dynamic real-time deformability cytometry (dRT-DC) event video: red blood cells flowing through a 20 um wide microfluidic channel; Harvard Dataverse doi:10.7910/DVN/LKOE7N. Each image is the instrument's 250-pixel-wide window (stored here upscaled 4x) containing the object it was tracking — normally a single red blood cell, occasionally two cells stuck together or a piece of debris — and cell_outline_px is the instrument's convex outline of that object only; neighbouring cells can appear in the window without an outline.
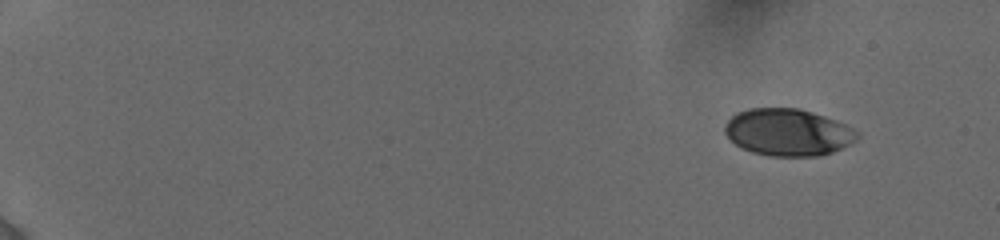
{"species": "human", "species_latin": "Homo sapiens", "temperature_condition": "cold", "stored_images_in_passage": 7, "camera_frame_rate_fps": 3000, "um_per_image_px": 0.085, "donor": {"sex": "female"}, "frame": {"image": 1, "passage_image": 1, "time_ms": 0.0, "image_size_px": [1000, 240], "cell_outline_px": [[860, 136], [856, 140], [832, 152], [820, 156], [772, 156], [752, 152], [736, 144], [724, 132], [724, 124], [736, 112], [748, 108], [800, 108], [836, 120], [860, 132]], "centroid_in_image_um": [66.98, 11.23], "position_along_channel_um": 18.0, "area_um2": 36.24}}
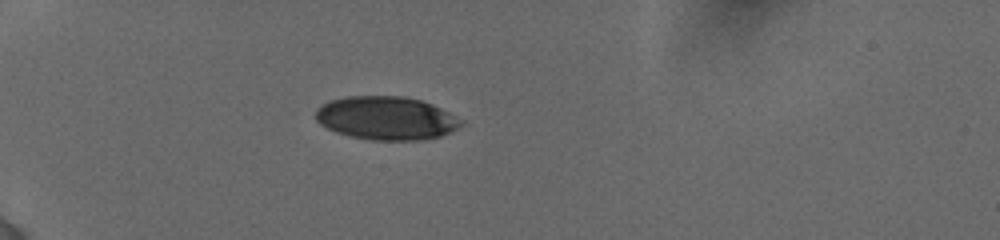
{"frame": {"image": 2, "passage_image": 5, "time_ms": 4.333, "image_size_px": [1000, 240], "cell_outline_px": [[464, 124], [440, 136], [424, 140], [372, 140], [348, 136], [336, 132], [320, 124], [316, 120], [316, 108], [328, 100], [348, 96], [404, 96], [420, 100], [432, 104], [464, 120]], "centroid_in_image_um": [32.81, 10.04], "position_along_channel_um": 52.2, "area_um2": 36.88}}
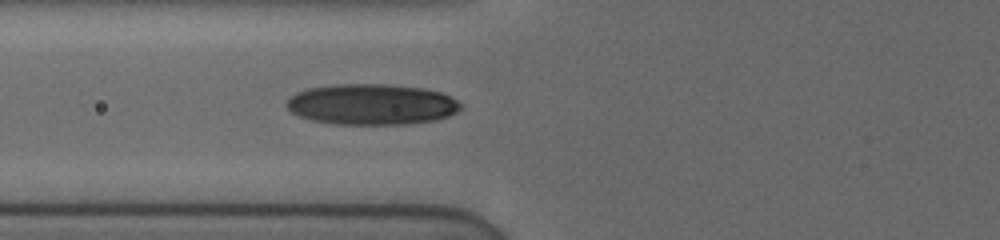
{"frame": {"image": 3, "passage_image": 7, "time_ms": 6.333, "image_size_px": [1000, 240], "cell_outline_px": [[464, 108], [448, 116], [436, 120], [404, 124], [336, 124], [312, 120], [300, 116], [292, 112], [284, 104], [296, 92], [308, 88], [336, 84], [384, 84], [424, 88], [440, 92], [464, 104]], "centroid_in_image_um": [31.61, 8.87], "position_along_channel_um": 94.2, "area_um2": 41.44}}